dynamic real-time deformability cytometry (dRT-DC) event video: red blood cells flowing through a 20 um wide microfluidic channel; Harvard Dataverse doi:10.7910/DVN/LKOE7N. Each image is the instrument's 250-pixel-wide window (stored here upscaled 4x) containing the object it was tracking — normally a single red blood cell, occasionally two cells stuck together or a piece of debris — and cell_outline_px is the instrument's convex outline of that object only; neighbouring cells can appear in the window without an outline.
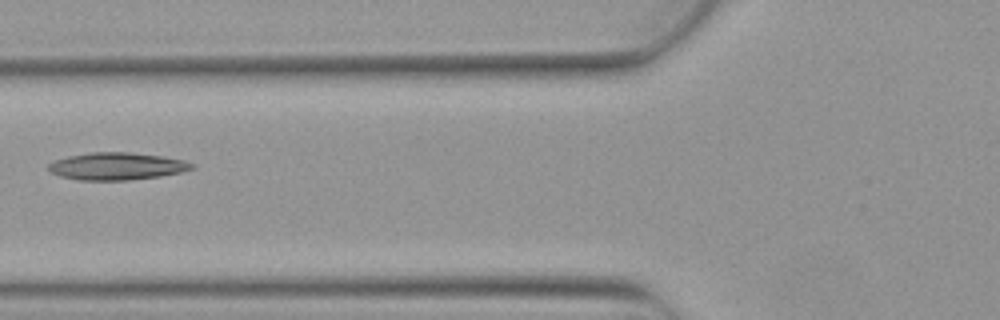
{"species": "Egyptian fruit bat (a non-hibernating species)", "species_latin": "Rousettus aegyptiacus", "temperature_condition": "warm", "stored_images_in_passage": 6, "camera_frame_rate_fps": 3000, "um_per_image_px": 0.085, "animal": {"sex": "female"}, "frame": {"image": 1, "passage_image": 6, "time_ms": 1.667, "image_size_px": [1000, 320], "cell_outline_px": [[196, 168], [180, 172], [160, 176], [128, 180], [80, 180], [60, 176], [52, 172], [48, 168], [48, 164], [56, 160], [68, 156], [92, 152], [128, 152], [164, 156], [184, 160], [196, 164]], "centroid_in_image_um": [9.98, 14.12], "position_along_channel_um": 115.8, "area_um2": 22.83}}